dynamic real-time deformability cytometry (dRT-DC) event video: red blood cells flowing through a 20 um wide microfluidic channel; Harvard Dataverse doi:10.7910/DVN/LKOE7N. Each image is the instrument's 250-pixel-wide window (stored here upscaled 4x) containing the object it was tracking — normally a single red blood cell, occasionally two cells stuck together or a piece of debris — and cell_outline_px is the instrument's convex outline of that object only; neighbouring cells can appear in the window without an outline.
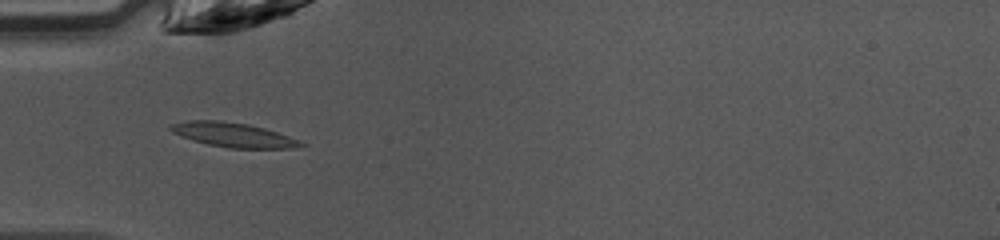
{"species": "common noctule bat (a hibernating species)", "species_latin": "Nyctalus noctula", "temperature_condition": "warm", "stored_images_in_passage": 47, "camera_frame_rate_fps": 3000, "um_per_image_px": 0.085, "animal": {"sex": "female", "body_mass_g": 10.0, "forearm_length_mm": 53.1}, "frame": {"image": 1, "passage_image": 15, "time_ms": 4.667, "image_size_px": [1000, 240], "cell_outline_px": [[308, 144], [292, 148], [228, 148], [208, 144], [192, 140], [180, 136], [172, 132], [168, 128], [168, 124], [188, 120], [220, 120], [248, 124], [264, 128], [300, 140]], "centroid_in_image_um": [19.78, 11.45], "position_along_channel_um": 65.2, "area_um2": 18.61}}
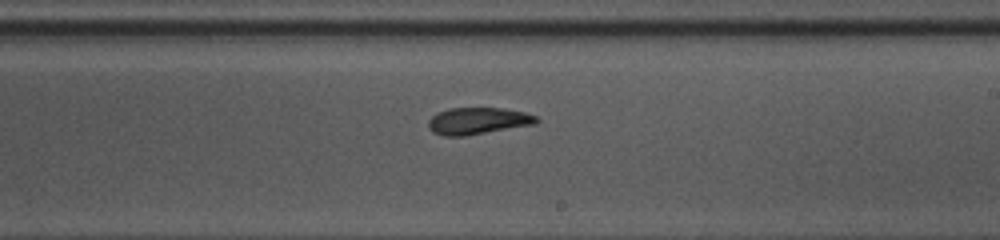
{"frame": {"image": 2, "passage_image": 28, "time_ms": 9.0, "image_size_px": [1000, 240], "cell_outline_px": [[540, 120], [536, 124], [464, 136], [444, 136], [432, 132], [428, 128], [428, 120], [436, 112], [448, 108], [500, 108], [524, 112], [536, 116]], "centroid_in_image_um": [40.59, 10.28], "position_along_channel_um": 248.4, "area_um2": 16.99}}
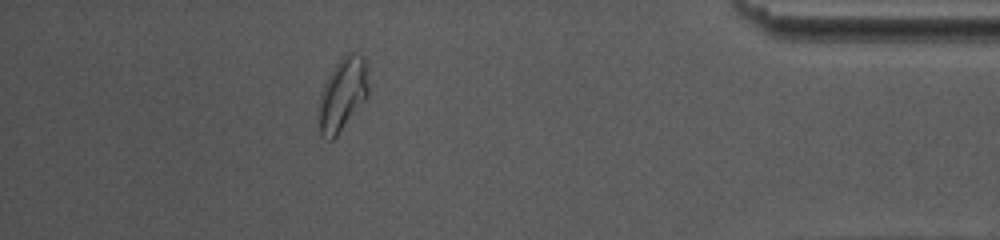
{"frame": {"image": 3, "passage_image": 42, "time_ms": 13.667, "image_size_px": [1000, 240], "cell_outline_px": [[368, 96], [336, 136], [332, 140], [328, 140], [320, 136], [316, 120], [320, 92], [328, 76], [336, 64], [348, 52], [352, 52], [364, 56], [368, 68]], "centroid_in_image_um": [29.09, 8.04], "position_along_channel_um": 406.1, "area_um2": 21.56}, "authors_computed_cell_mechanics": {"area_um2": 17.4556, "velocity_mm_per_s": 4.2408, "shape_relaxation_time_tau1_ms": 5.4901, "shape_relaxation_time_tau2_ms": 3.043, "deformation_change_tau1": 0.1958, "deformation_change_tau2": 0.0663}}